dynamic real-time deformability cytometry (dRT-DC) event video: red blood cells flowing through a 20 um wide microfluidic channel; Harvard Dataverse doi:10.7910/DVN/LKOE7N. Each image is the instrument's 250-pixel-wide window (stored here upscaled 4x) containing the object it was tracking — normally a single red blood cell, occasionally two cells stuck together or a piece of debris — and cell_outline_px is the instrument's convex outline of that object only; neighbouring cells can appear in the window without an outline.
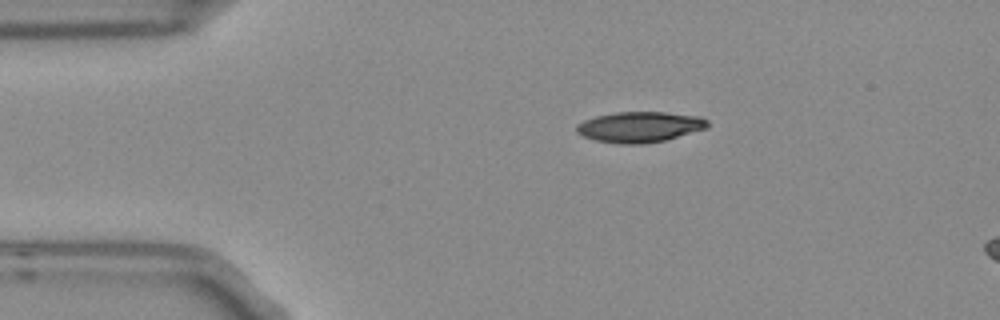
{"species": "Egyptian fruit bat (a non-hibernating species)", "species_latin": "Rousettus aegyptiacus", "temperature_condition": "room temperature", "stored_images_in_passage": 3, "camera_frame_rate_fps": 3000, "um_per_image_px": 0.085, "frame": {"image": 1, "passage_image": 1, "time_ms": 0.0, "image_size_px": [1000, 320], "cell_outline_px": [[708, 128], [664, 140], [644, 144], [620, 144], [596, 140], [584, 136], [576, 132], [576, 124], [584, 120], [596, 116], [616, 112], [664, 112], [700, 116], [708, 120]], "centroid_in_image_um": [54.38, 10.79], "position_along_channel_um": 30.6, "area_um2": 23.35}}